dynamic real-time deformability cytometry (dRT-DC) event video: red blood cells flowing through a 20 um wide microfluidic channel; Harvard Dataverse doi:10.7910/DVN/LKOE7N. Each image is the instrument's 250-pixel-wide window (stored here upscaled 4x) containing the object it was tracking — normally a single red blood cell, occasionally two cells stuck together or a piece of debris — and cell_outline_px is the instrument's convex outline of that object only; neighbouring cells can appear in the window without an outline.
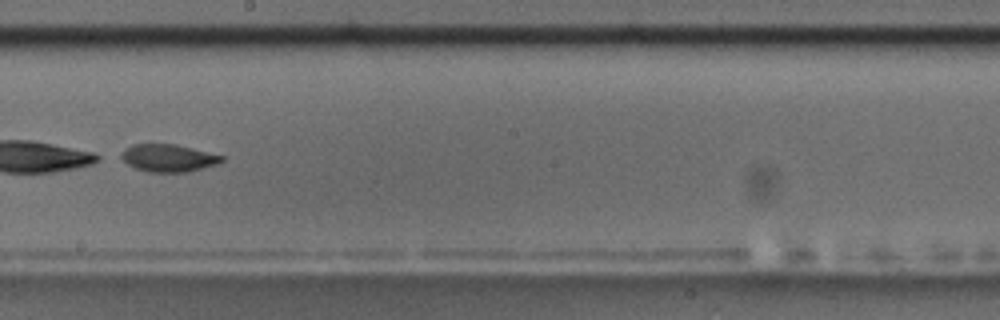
{"species": "common noctule bat (a hibernating species)", "species_latin": "Nyctalus noctula", "temperature_condition": "room temperature", "stored_images_in_passage": 45, "segment_of_instrument_passage": [2, 2], "camera_frame_rate_fps": 3000, "um_per_image_px": 0.085, "animal": {"sex": "male", "body_mass_g": 17.5, "forearm_length_mm": 52.3}, "frame": {"image": 1, "passage_image": 22, "time_ms": 7.0, "image_size_px": [1000, 320], "cell_outline_px": [[224, 160], [216, 164], [188, 172], [148, 172], [136, 168], [128, 164], [116, 156], [124, 148], [132, 144], [176, 144], [224, 156]], "centroid_in_image_um": [14.24, 13.42], "position_along_channel_um": 234.0, "area_um2": 16.24}}